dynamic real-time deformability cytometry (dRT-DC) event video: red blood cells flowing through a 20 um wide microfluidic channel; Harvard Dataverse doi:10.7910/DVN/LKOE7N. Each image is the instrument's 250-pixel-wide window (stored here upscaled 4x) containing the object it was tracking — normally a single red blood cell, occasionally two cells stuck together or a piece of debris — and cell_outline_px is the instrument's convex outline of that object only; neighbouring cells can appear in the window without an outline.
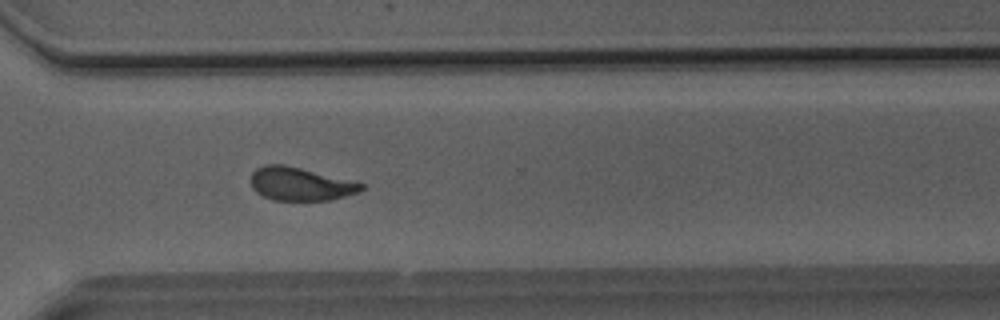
{"species": "Egyptian fruit bat (a non-hibernating species)", "species_latin": "Rousettus aegyptiacus", "temperature_condition": "room temperature", "stored_images_in_passage": 45, "camera_frame_rate_fps": 3000, "um_per_image_px": 0.085, "animal": {"sex": "male"}, "frame": {"image": 1, "passage_image": 32, "time_ms": 10.333, "image_size_px": [1000, 320], "cell_outline_px": [[364, 188], [356, 192], [332, 200], [272, 200], [256, 192], [252, 188], [252, 172], [256, 168], [264, 164], [284, 164], [364, 184]], "centroid_in_image_um": [25.47, 15.64], "position_along_channel_um": 345.1, "area_um2": 21.04}}
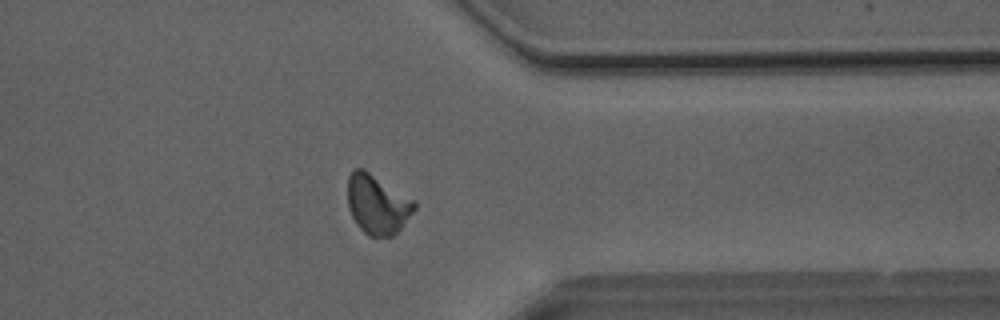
{"frame": {"image": 2, "passage_image": 35, "time_ms": 11.333, "image_size_px": [1000, 320], "cell_outline_px": [[416, 208], [400, 228], [392, 236], [368, 236], [356, 224], [348, 208], [348, 176], [356, 168], [364, 168], [416, 200]], "centroid_in_image_um": [32.08, 17.34], "position_along_channel_um": 379.3, "area_um2": 23.18}}
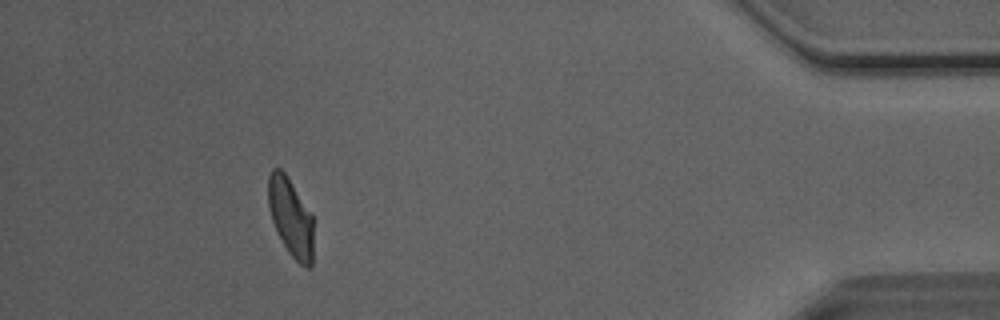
{"frame": {"image": 3, "passage_image": 41, "time_ms": 13.333, "image_size_px": [1000, 320], "cell_outline_px": [[312, 268], [304, 268], [288, 252], [276, 232], [272, 220], [268, 204], [268, 176], [272, 168], [280, 168], [284, 172], [312, 212]], "centroid_in_image_um": [24.71, 18.47], "position_along_channel_um": 410.5, "area_um2": 20.75}, "authors_computed_cell_mechanics": {"area_um2": 22.1374, "velocity_mm_per_s": 4.0744, "shape_relaxation_time_tau1_ms": 11.2503, "shape_relaxation_time_tau2_ms": 1.0744, "deformation_change_tau1": 0.2318, "deformation_change_tau2": 0.0725}}